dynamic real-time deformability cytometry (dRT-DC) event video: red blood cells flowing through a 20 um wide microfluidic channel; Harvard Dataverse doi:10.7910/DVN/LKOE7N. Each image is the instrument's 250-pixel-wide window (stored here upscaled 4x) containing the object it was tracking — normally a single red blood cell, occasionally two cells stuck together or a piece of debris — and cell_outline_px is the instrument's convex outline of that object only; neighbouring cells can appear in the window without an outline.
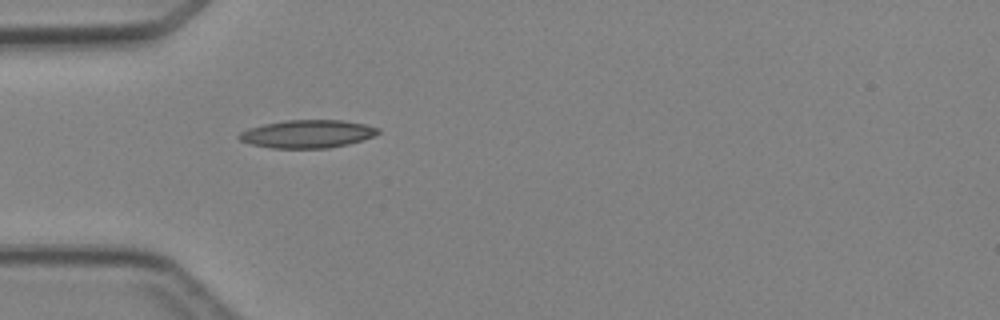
{"species": "Egyptian fruit bat (a non-hibernating species)", "species_latin": "Rousettus aegyptiacus", "temperature_condition": "cold", "stored_images_in_passage": 4, "camera_frame_rate_fps": 3000, "um_per_image_px": 0.085, "animal": {"sex": "female"}, "frame": {"image": 1, "passage_image": 4, "time_ms": 3.667, "image_size_px": [1000, 320], "cell_outline_px": [[380, 132], [376, 136], [348, 144], [328, 148], [272, 148], [252, 144], [240, 140], [236, 136], [240, 132], [248, 128], [264, 124], [284, 120], [344, 120], [364, 124], [380, 128]], "centroid_in_image_um": [26.15, 11.38], "position_along_channel_um": 58.9, "area_um2": 22.77}}